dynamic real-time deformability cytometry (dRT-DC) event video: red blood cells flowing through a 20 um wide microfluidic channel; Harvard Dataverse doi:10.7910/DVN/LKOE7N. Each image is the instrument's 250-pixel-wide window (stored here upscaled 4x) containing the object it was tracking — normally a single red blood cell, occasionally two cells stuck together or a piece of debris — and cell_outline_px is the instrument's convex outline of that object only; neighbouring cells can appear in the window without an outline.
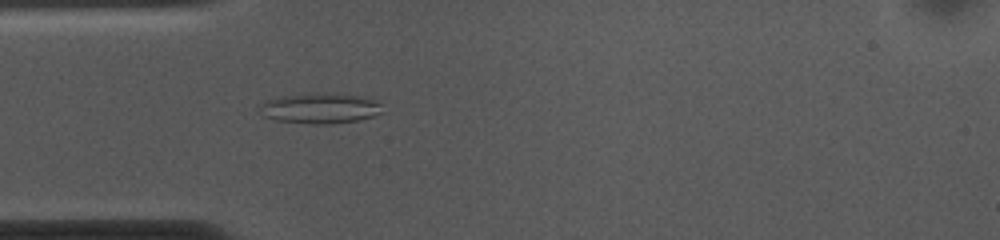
{"species": "common noctule bat (a hibernating species)", "species_latin": "Nyctalus noctula", "temperature_condition": "cold", "stored_images_in_passage": 52, "camera_frame_rate_fps": 3000, "um_per_image_px": 0.085, "animal": {"sex": "female", "body_mass_g": 10.0, "forearm_length_mm": 53.1}, "frame": {"image": 1, "passage_image": 14, "time_ms": 4.333, "image_size_px": [1000, 240], "cell_outline_px": [[384, 112], [360, 120], [332, 124], [316, 124], [276, 120], [264, 116], [260, 104], [264, 100], [280, 96], [300, 92], [344, 92], [380, 100]], "centroid_in_image_um": [27.29, 9.15], "position_along_channel_um": 57.7, "area_um2": 22.66}}
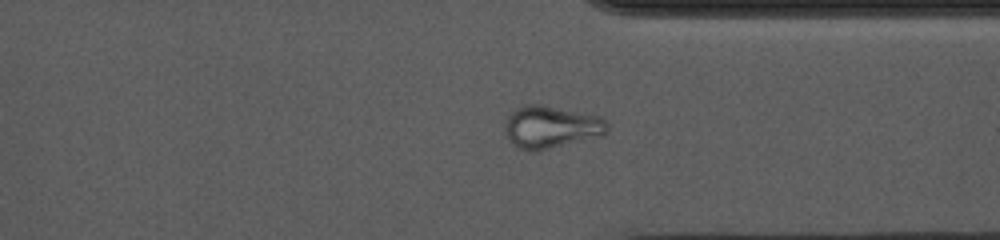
{"frame": {"image": 2, "passage_image": 39, "time_ms": 12.667, "image_size_px": [1000, 240], "cell_outline_px": [[608, 128], [604, 136], [532, 152], [528, 152], [512, 144], [508, 140], [504, 132], [504, 128], [508, 116], [516, 108], [524, 104], [536, 104], [600, 116], [608, 124]], "centroid_in_image_um": [46.82, 10.82], "position_along_channel_um": 364.6, "area_um2": 25.32}}
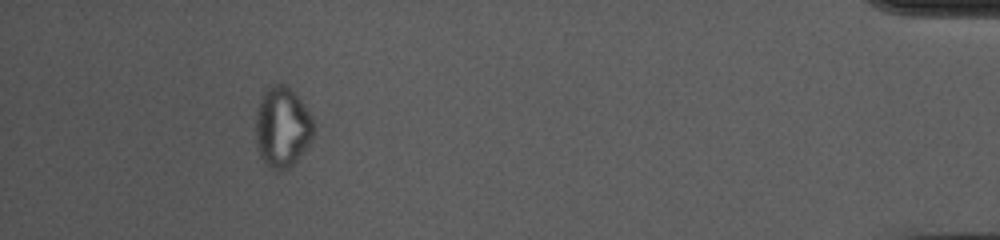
{"frame": {"image": 3, "passage_image": 48, "time_ms": 15.667, "image_size_px": [1000, 240], "cell_outline_px": [[316, 132], [312, 140], [296, 160], [288, 168], [272, 168], [260, 156], [256, 148], [256, 108], [264, 92], [272, 84], [284, 84], [300, 100], [312, 116], [316, 128]], "centroid_in_image_um": [24.01, 10.79], "position_along_channel_um": 411.2, "area_um2": 26.93}, "authors_computed_cell_mechanics": {"area_um2": 22.9177, "velocity_mm_per_s": 3.7242, "shape_relaxation_time_tau1_ms": null, "shape_relaxation_time_tau2_ms": 7.7817, "deformation_change_tau1": null, "deformation_change_tau2": 0.1474}}